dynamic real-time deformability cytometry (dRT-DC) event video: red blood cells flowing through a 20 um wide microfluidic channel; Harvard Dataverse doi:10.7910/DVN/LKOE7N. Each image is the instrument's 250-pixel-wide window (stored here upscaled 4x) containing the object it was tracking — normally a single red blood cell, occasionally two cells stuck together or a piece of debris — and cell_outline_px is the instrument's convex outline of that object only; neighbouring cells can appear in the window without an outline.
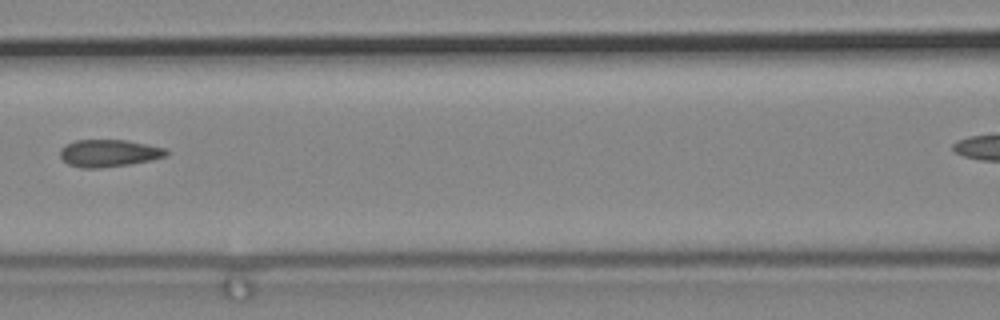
{"species": "common noctule bat (a hibernating species)", "species_latin": "Nyctalus noctula", "temperature_condition": "cold", "stored_images_in_passage": 9, "camera_frame_rate_fps": 3000, "um_per_image_px": 0.085, "animal": {"sex": "male", "body_mass_g": 19.2, "forearm_length_mm": 51.8}, "frame": {"image": 1, "passage_image": 8, "time_ms": 2.333, "image_size_px": [1000, 320], "cell_outline_px": [[168, 156], [152, 160], [128, 164], [100, 168], [80, 168], [68, 164], [60, 156], [60, 148], [64, 144], [76, 140], [124, 140], [164, 148], [168, 152]], "centroid_in_image_um": [9.22, 13.02], "position_along_channel_um": 157.4, "area_um2": 16.82}}